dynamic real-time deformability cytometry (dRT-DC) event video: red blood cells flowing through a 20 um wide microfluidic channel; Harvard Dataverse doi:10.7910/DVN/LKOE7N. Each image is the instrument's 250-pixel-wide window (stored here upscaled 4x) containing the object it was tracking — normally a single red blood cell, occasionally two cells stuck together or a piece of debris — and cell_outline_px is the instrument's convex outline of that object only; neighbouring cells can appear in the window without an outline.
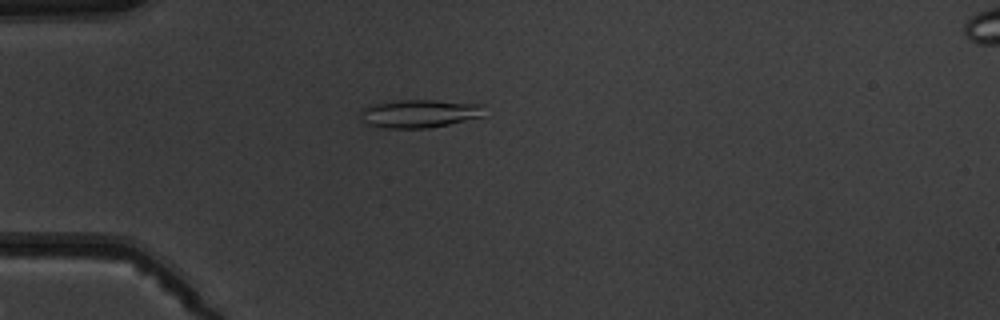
{"species": "common noctule bat (a hibernating species)", "species_latin": "Nyctalus noctula", "temperature_condition": "warm", "stored_images_in_passage": 3, "camera_frame_rate_fps": 3000, "um_per_image_px": 0.085, "animal": {"sex": "male", "body_mass_g": 19.5, "forearm_length_mm": 54.6}, "frame": {"image": 1, "passage_image": 3, "time_ms": 3.0, "image_size_px": [1000, 320], "cell_outline_px": [[484, 116], [448, 124], [428, 128], [384, 128], [368, 124], [360, 116], [360, 112], [364, 108], [376, 104], [396, 100], [436, 100], [484, 104]], "centroid_in_image_um": [35.7, 9.65], "position_along_channel_um": 49.3, "area_um2": 20.23}}